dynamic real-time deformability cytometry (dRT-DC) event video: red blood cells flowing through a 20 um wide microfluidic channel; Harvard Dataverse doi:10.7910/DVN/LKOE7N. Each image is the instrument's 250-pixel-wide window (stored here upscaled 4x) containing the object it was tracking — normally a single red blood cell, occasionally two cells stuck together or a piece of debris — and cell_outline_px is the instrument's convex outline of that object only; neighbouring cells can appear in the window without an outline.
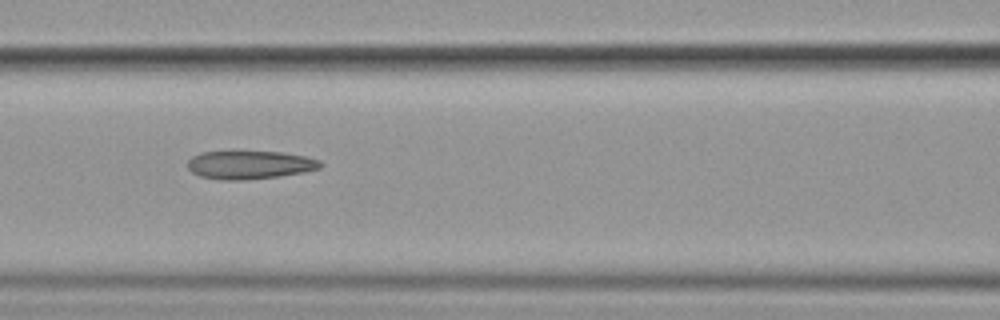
{"species": "common noctule bat (a hibernating species)", "species_latin": "Nyctalus noctula", "temperature_condition": "cold", "stored_images_in_passage": 11, "camera_frame_rate_fps": 3000, "um_per_image_px": 0.085, "animal": {"sex": "female", "body_mass_g": 19.9}, "frame": {"image": 1, "passage_image": 7, "time_ms": 8.0, "image_size_px": [1000, 320], "cell_outline_px": [[324, 164], [320, 168], [304, 172], [280, 176], [240, 180], [224, 180], [200, 176], [192, 172], [188, 168], [188, 160], [192, 156], [200, 152], [284, 152], [308, 156], [320, 160]], "centroid_in_image_um": [21.27, 14.01], "position_along_channel_um": 145.3, "area_um2": 21.91}}
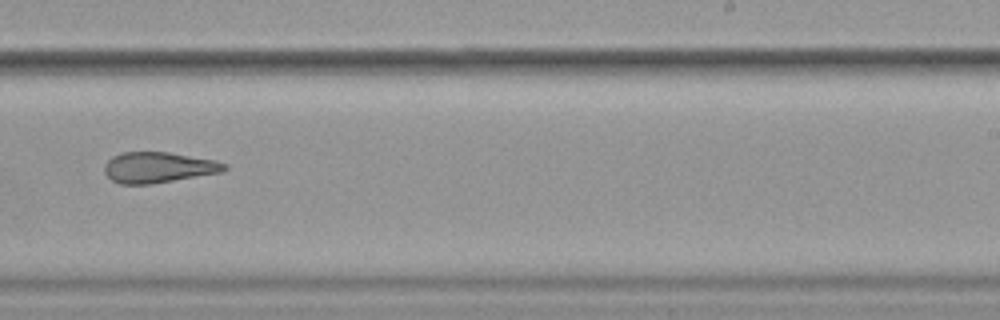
{"frame": {"image": 2, "passage_image": 10, "time_ms": 11.667, "image_size_px": [1000, 320], "cell_outline_px": [[228, 168], [224, 172], [152, 184], [120, 184], [112, 180], [104, 172], [104, 164], [112, 156], [120, 152], [168, 152], [216, 160], [228, 164]], "centroid_in_image_um": [13.48, 14.23], "position_along_channel_um": 275.5, "area_um2": 21.73}}
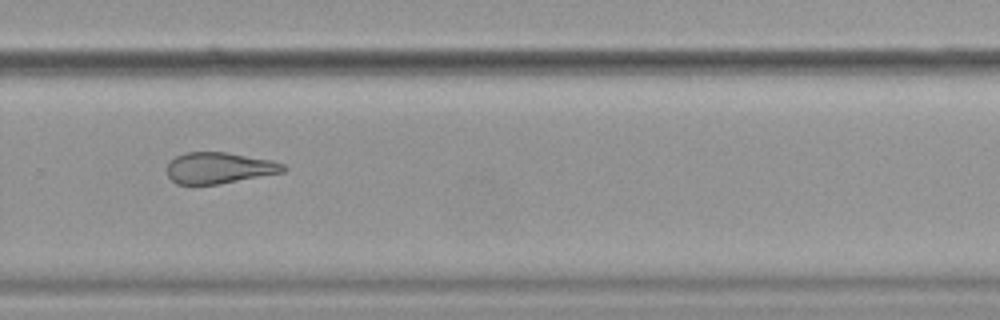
{"frame": {"image": 3, "passage_image": 11, "time_ms": 12.667, "image_size_px": [1000, 320], "cell_outline_px": [[288, 168], [284, 172], [220, 184], [176, 184], [168, 176], [168, 164], [176, 156], [188, 152], [228, 152], [272, 160], [284, 164]], "centroid_in_image_um": [18.67, 14.27], "position_along_channel_um": 311.1, "area_um2": 21.15}}